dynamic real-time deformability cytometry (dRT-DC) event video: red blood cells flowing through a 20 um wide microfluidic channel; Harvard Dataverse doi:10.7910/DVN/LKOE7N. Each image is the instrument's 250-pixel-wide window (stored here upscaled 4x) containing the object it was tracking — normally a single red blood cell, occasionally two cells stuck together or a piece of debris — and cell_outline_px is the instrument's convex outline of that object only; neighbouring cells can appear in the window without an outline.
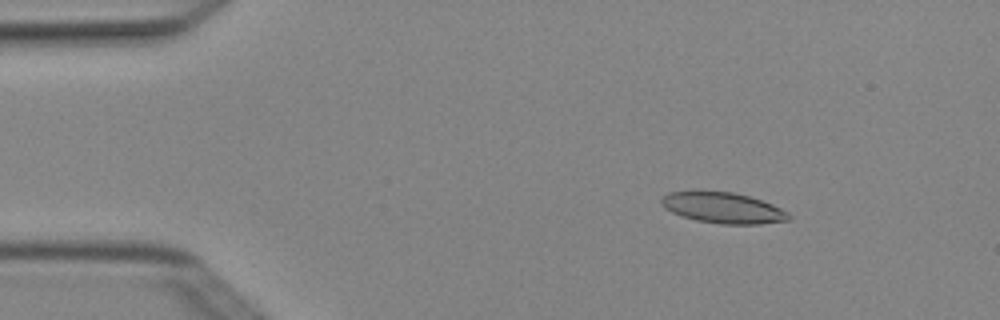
{"species": "Egyptian fruit bat (a non-hibernating species)", "species_latin": "Rousettus aegyptiacus", "temperature_condition": "cold", "stored_images_in_passage": 4, "camera_frame_rate_fps": 3000, "um_per_image_px": 0.085, "animal": {"sex": "female"}, "frame": {"image": 1, "passage_image": 2, "time_ms": 0.333, "image_size_px": [1000, 320], "cell_outline_px": [[792, 216], [788, 220], [760, 224], [720, 224], [696, 220], [680, 216], [664, 208], [660, 204], [660, 200], [668, 192], [732, 192], [748, 196], [772, 204], [788, 212]], "centroid_in_image_um": [61.45, 17.68], "position_along_channel_um": 23.6, "area_um2": 22.66}}